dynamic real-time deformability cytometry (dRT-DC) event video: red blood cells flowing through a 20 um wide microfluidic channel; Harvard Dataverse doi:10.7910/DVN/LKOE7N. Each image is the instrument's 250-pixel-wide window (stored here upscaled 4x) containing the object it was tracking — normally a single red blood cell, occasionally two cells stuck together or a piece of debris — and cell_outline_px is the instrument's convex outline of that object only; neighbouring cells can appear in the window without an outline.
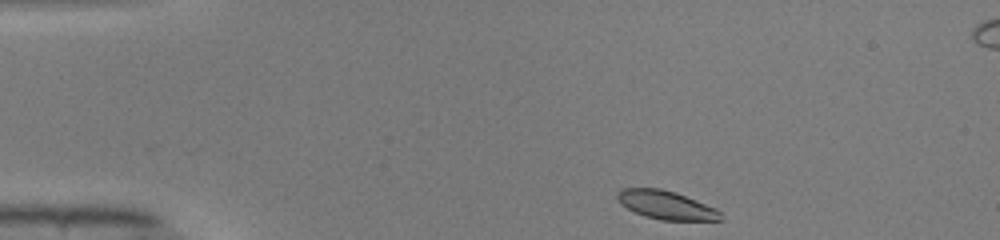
{"species": "common noctule bat (a hibernating species)", "species_latin": "Nyctalus noctula", "temperature_condition": "warm", "stored_images_in_passage": 43, "camera_frame_rate_fps": 3000, "um_per_image_px": 0.085, "animal": {"sex": "male", "body_mass_g": 19.0, "forearm_length_mm": 50.8}, "frame": {"image": 1, "passage_image": 1, "time_ms": 0.0, "image_size_px": [1000, 240], "cell_outline_px": [[724, 220], [660, 220], [644, 216], [620, 204], [616, 200], [616, 192], [620, 188], [660, 188], [676, 192], [716, 208], [720, 212]], "centroid_in_image_um": [56.59, 17.42], "position_along_channel_um": 28.4, "area_um2": 17.28}}
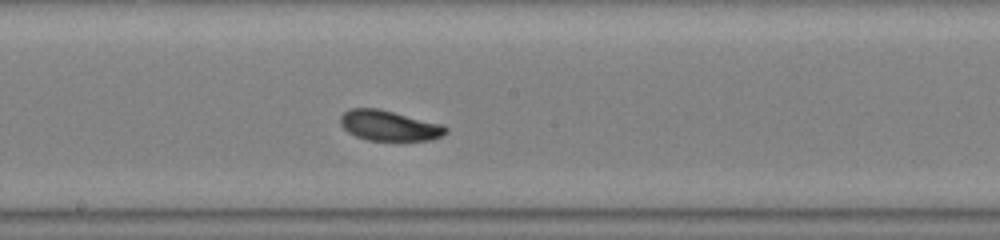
{"frame": {"image": 2, "passage_image": 20, "time_ms": 6.333, "image_size_px": [1000, 240], "cell_outline_px": [[448, 132], [432, 140], [368, 140], [356, 136], [348, 132], [340, 124], [340, 116], [344, 112], [352, 108], [380, 108], [444, 124], [448, 128]], "centroid_in_image_um": [33.1, 10.66], "position_along_channel_um": 215.1, "area_um2": 18.79}}
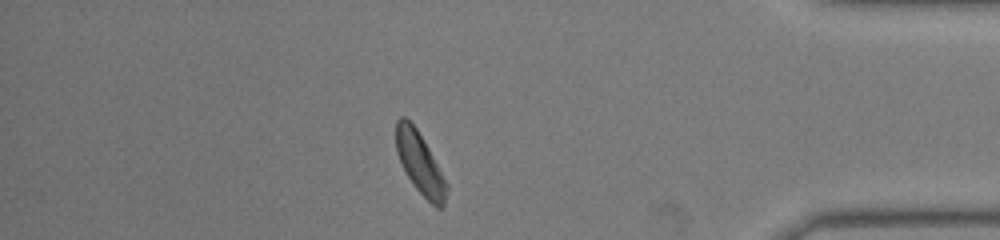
{"frame": {"image": 3, "passage_image": 36, "time_ms": 11.667, "image_size_px": [1000, 240], "cell_outline_px": [[448, 188], [444, 204], [440, 208], [436, 208], [416, 188], [408, 176], [396, 152], [396, 120], [400, 116], [404, 116], [416, 128], [428, 148], [448, 184]], "centroid_in_image_um": [35.7, 13.88], "position_along_channel_um": 399.5, "area_um2": 17.69}}